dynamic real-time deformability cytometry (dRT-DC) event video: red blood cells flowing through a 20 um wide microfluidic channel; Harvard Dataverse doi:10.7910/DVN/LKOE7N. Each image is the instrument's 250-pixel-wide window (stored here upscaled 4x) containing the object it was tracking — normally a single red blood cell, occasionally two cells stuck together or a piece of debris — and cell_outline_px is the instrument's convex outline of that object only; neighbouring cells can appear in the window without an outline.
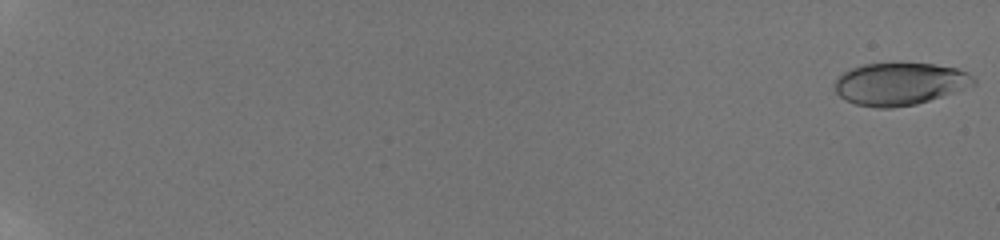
{"species": "human", "species_latin": "Homo sapiens", "temperature_condition": "room temperature", "stored_images_in_passage": 45, "camera_frame_rate_fps": 3000, "um_per_image_px": 0.085, "donor": {"sex": "male"}, "frame": {"image": 1, "passage_image": 1, "time_ms": 0.0, "image_size_px": [1000, 240], "cell_outline_px": [[976, 84], [916, 104], [892, 108], [876, 108], [856, 104], [844, 100], [836, 92], [836, 80], [844, 72], [852, 68], [864, 64], [932, 64], [956, 68], [968, 72], [976, 80]], "centroid_in_image_um": [76.47, 7.14], "position_along_channel_um": 8.5, "area_um2": 33.81}}
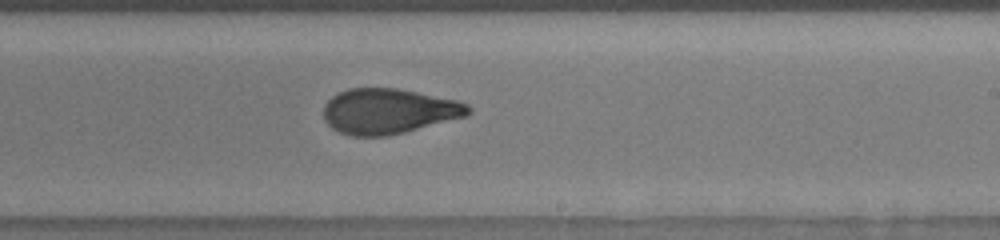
{"frame": {"image": 2, "passage_image": 34, "time_ms": 13.0, "image_size_px": [1000, 240], "cell_outline_px": [[472, 112], [468, 116], [388, 136], [348, 136], [332, 128], [324, 120], [324, 104], [332, 96], [348, 88], [396, 88], [456, 100], [468, 104], [472, 108]], "centroid_in_image_um": [33.04, 9.46], "position_along_channel_um": 256.0, "area_um2": 38.26}}
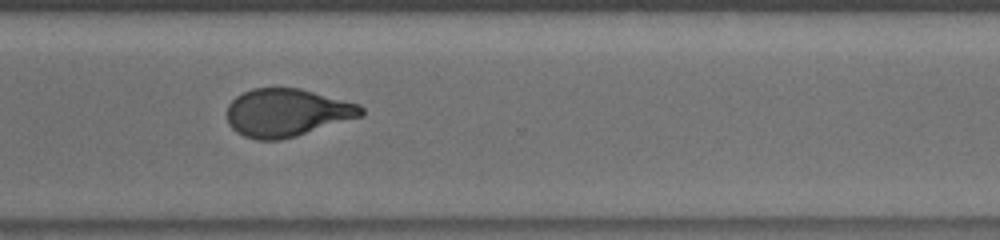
{"frame": {"image": 3, "passage_image": 44, "time_ms": 15.333, "image_size_px": [1000, 240], "cell_outline_px": [[364, 116], [296, 136], [280, 140], [256, 140], [244, 136], [236, 132], [228, 124], [228, 104], [236, 96], [252, 88], [300, 88], [360, 104], [364, 108]], "centroid_in_image_um": [24.41, 9.58], "position_along_channel_um": 346.2, "area_um2": 37.63}}